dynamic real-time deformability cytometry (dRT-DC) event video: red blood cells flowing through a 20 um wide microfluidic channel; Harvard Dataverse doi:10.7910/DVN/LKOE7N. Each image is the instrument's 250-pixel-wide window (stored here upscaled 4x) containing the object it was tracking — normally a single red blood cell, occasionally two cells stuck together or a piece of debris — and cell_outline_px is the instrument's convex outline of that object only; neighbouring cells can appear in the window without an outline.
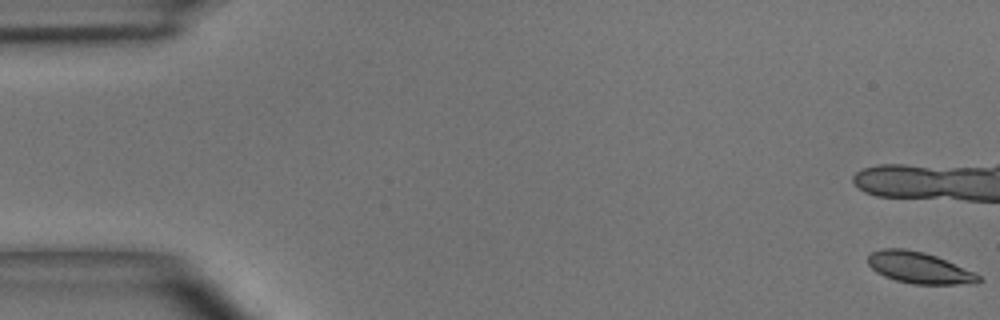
{"species": "common noctule bat (a hibernating species)", "species_latin": "Nyctalus noctula", "temperature_condition": "room temperature", "stored_images_in_passage": 12, "camera_frame_rate_fps": 3000, "um_per_image_px": 0.085, "animal": {"sex": "male", "body_mass_g": 15.6}, "frame": {"image": 1, "passage_image": 1, "time_ms": 0.0, "image_size_px": [1000, 320], "cell_outline_px": [[984, 280], [976, 284], [912, 284], [896, 280], [884, 276], [876, 272], [868, 264], [868, 256], [872, 252], [880, 248], [904, 248], [924, 252], [936, 256], [976, 272]], "centroid_in_image_um": [78.17, 22.76], "position_along_channel_um": 6.8, "area_um2": 20.46}}